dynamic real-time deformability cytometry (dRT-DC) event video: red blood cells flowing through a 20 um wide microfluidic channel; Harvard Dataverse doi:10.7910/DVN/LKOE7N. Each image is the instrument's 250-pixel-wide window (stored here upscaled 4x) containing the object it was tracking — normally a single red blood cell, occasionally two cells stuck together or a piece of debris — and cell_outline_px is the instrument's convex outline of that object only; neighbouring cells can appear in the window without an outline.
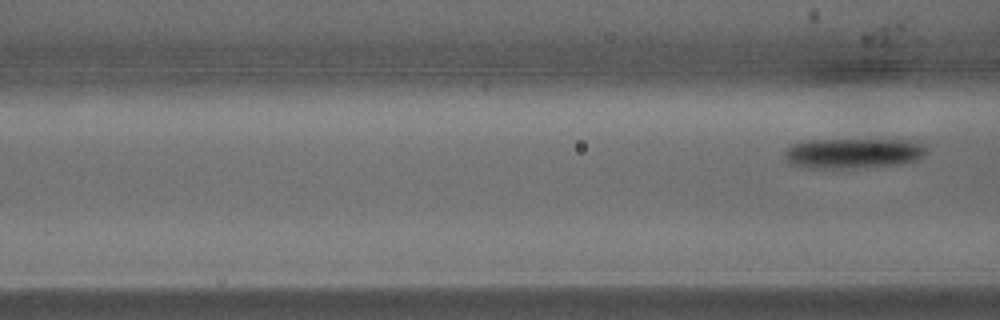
{"species": "common noctule bat (a hibernating species)", "species_latin": "Nyctalus noctula", "temperature_condition": "warm", "stored_images_in_passage": 5, "segment_of_instrument_passage": [2, 2], "camera_frame_rate_fps": 3000, "um_per_image_px": 0.085, "animal": {"sex": "male", "body_mass_g": 15.6}, "frame": {"image": 1, "passage_image": 5, "time_ms": 1.333, "image_size_px": [1000, 320], "cell_outline_px": [[924, 156], [916, 160], [900, 164], [844, 168], [804, 168], [792, 164], [784, 156], [784, 152], [792, 144], [808, 140], [912, 140], [920, 144], [924, 148]], "centroid_in_image_um": [72.48, 13.02], "position_along_channel_um": 94.1, "area_um2": 24.62}}